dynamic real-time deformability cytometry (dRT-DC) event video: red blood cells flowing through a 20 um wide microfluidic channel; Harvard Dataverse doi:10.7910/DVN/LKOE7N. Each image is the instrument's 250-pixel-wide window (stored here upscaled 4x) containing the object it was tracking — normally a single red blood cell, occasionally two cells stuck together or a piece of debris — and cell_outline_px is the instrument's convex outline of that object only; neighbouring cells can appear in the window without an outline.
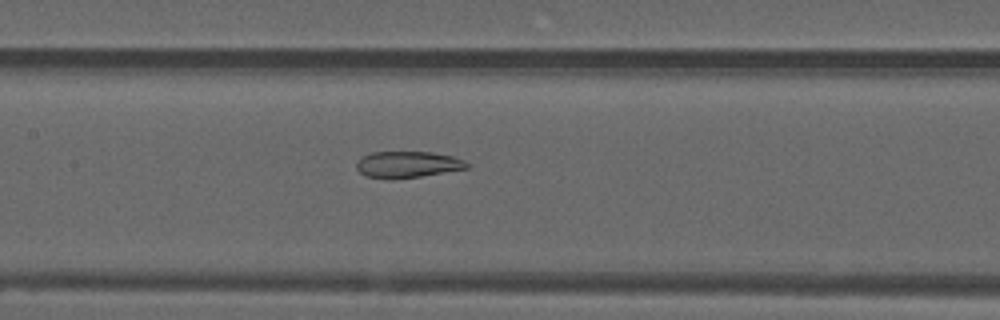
{"species": "common noctule bat (a hibernating species)", "species_latin": "Nyctalus noctula", "temperature_condition": "warm", "stored_images_in_passage": 53, "camera_frame_rate_fps": 3000, "um_per_image_px": 0.085, "animal": {"sex": "male", "forearm_length_mm": 52.5}, "frame": {"image": 1, "passage_image": 26, "time_ms": 8.333, "image_size_px": [1000, 320], "cell_outline_px": [[472, 164], [468, 168], [420, 176], [388, 180], [364, 176], [356, 168], [356, 164], [360, 156], [372, 152], [432, 152], [452, 156], [464, 160]], "centroid_in_image_um": [34.61, 13.98], "position_along_channel_um": 172.8, "area_um2": 17.22}}
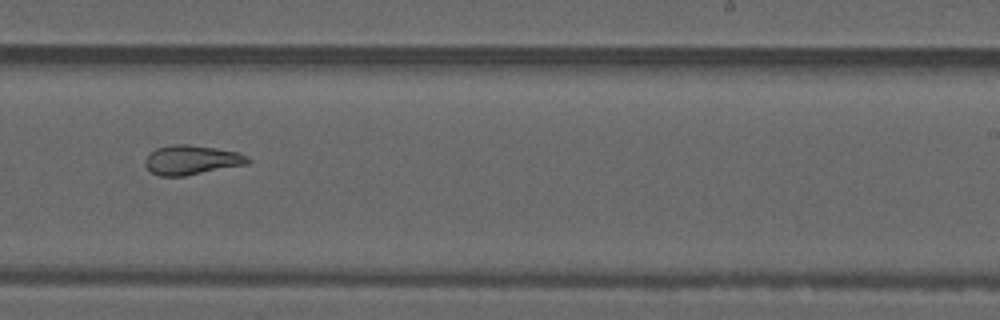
{"frame": {"image": 2, "passage_image": 34, "time_ms": 11.0, "image_size_px": [1000, 320], "cell_outline_px": [[252, 160], [248, 164], [184, 176], [160, 176], [152, 172], [144, 164], [144, 160], [156, 148], [172, 144], [188, 144], [236, 152], [248, 156]], "centroid_in_image_um": [16.29, 13.6], "position_along_channel_um": 272.7, "area_um2": 17.46}}
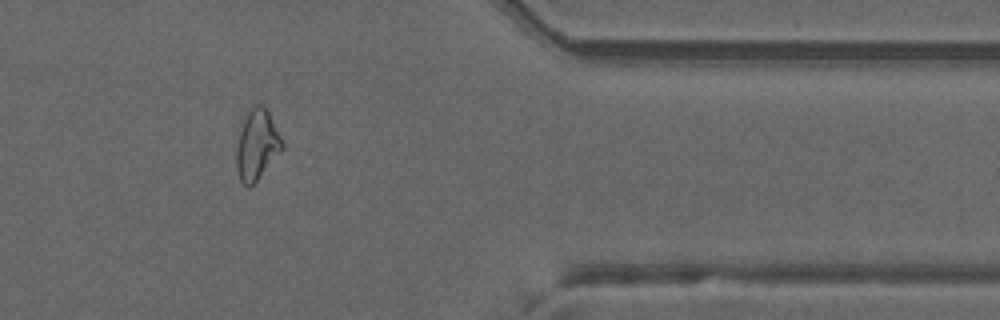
{"frame": {"image": 3, "passage_image": 45, "time_ms": 14.667, "image_size_px": [1000, 320], "cell_outline_px": [[284, 148], [256, 180], [248, 188], [240, 180], [236, 168], [236, 148], [244, 112], [252, 104], [260, 104], [268, 112], [284, 144]], "centroid_in_image_um": [21.8, 12.26], "position_along_channel_um": 389.6, "area_um2": 18.67}}